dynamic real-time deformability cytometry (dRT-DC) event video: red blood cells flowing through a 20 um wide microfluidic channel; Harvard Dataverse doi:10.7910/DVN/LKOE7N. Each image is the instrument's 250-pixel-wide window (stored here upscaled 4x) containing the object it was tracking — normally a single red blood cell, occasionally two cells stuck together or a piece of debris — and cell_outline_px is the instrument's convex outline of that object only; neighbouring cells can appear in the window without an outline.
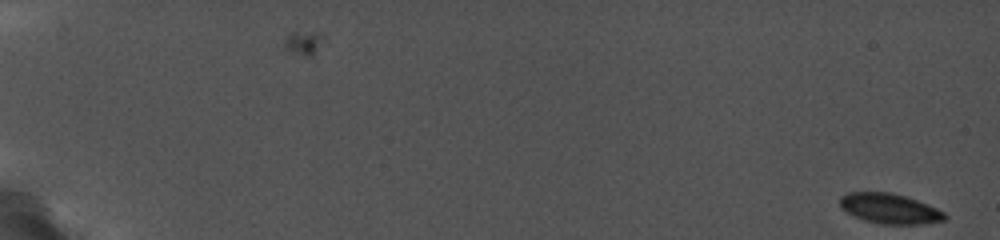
{"species": "common noctule bat (a hibernating species)", "species_latin": "Nyctalus noctula", "temperature_condition": "cold", "stored_images_in_passage": 12, "camera_frame_rate_fps": 5000, "um_per_image_px": 0.085, "animal": {"sex": "female", "body_mass_g": 19.0, "forearm_length_mm": 56.7}, "frame": {"image": 1, "passage_image": 1, "time_ms": 0.0, "image_size_px": [1000, 240], "cell_outline_px": [[948, 220], [920, 224], [880, 224], [864, 220], [840, 208], [840, 196], [848, 192], [888, 192], [904, 196], [928, 204], [944, 212], [948, 216]], "centroid_in_image_um": [75.64, 17.73], "position_along_channel_um": 9.4, "area_um2": 18.38}}